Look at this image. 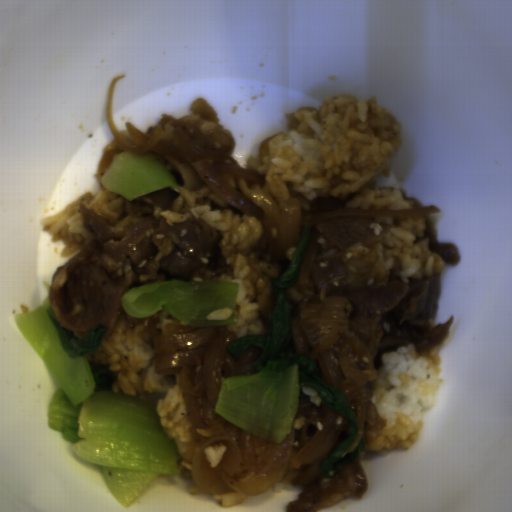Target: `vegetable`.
<instances>
[{"label":"vegetable","mask_w":512,"mask_h":512,"mask_svg":"<svg viewBox=\"0 0 512 512\" xmlns=\"http://www.w3.org/2000/svg\"><path fill=\"white\" fill-rule=\"evenodd\" d=\"M42 282L48 291L42 304L11 318L61 387L50 399L47 427L81 460L99 466L111 495L128 509L160 474L181 473L178 444L164 433L157 412L161 399L152 392L115 393V371L85 356L99 349L108 327H63L50 304L51 285Z\"/></svg>","instance_id":"obj_1"},{"label":"vegetable","mask_w":512,"mask_h":512,"mask_svg":"<svg viewBox=\"0 0 512 512\" xmlns=\"http://www.w3.org/2000/svg\"><path fill=\"white\" fill-rule=\"evenodd\" d=\"M312 228L313 224L306 222L287 270L279 278L269 280L275 301L274 309L269 314L267 334L244 335L227 345V351L235 358L258 346L261 355L253 363L258 372L222 379L215 411L260 438L280 443L291 432L301 387L315 389L327 406L343 414L350 423L349 435L320 464L321 475L331 479L344 464L359 459L365 440L359 439L355 451L342 457L359 433L355 411L342 389L328 385L313 373L317 368L314 359L295 354V348H287L292 336L294 309L287 298V290L298 283Z\"/></svg>","instance_id":"obj_2"},{"label":"vegetable","mask_w":512,"mask_h":512,"mask_svg":"<svg viewBox=\"0 0 512 512\" xmlns=\"http://www.w3.org/2000/svg\"><path fill=\"white\" fill-rule=\"evenodd\" d=\"M238 293L239 283L226 280H157L131 288L121 303L134 318L163 309L190 326L237 325Z\"/></svg>","instance_id":"obj_3"},{"label":"vegetable","mask_w":512,"mask_h":512,"mask_svg":"<svg viewBox=\"0 0 512 512\" xmlns=\"http://www.w3.org/2000/svg\"><path fill=\"white\" fill-rule=\"evenodd\" d=\"M163 160L164 156L153 150L138 154L127 151L113 154L112 162L100 181L107 191L121 193L127 201L165 186L180 192Z\"/></svg>","instance_id":"obj_4"}]
</instances>
